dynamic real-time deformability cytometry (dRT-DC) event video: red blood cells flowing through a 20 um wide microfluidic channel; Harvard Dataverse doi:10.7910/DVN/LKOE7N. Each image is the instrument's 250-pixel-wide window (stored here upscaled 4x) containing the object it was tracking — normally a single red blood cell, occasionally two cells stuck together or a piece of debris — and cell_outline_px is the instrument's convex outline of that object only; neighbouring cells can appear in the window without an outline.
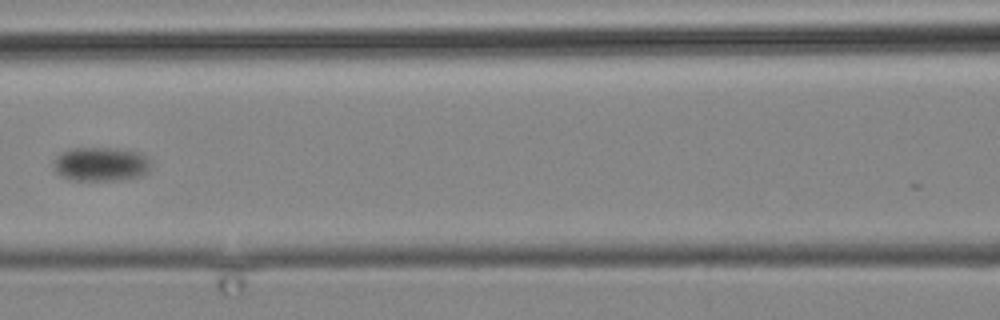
{"species": "common noctule bat (a hibernating species)", "species_latin": "Nyctalus noctula", "temperature_condition": "cold", "stored_images_in_passage": 8, "camera_frame_rate_fps": 3000, "um_per_image_px": 0.085, "animal": {"sex": "male", "body_mass_g": 19.2, "forearm_length_mm": 51.8}, "frame": {"image": 1, "passage_image": 7, "time_ms": 7.333, "image_size_px": [1000, 320], "cell_outline_px": [[152, 164], [148, 172], [144, 176], [116, 180], [72, 180], [56, 172], [52, 160], [60, 152], [72, 148], [116, 148], [140, 152], [152, 160]], "centroid_in_image_um": [8.61, 13.94], "position_along_channel_um": 158.0, "area_um2": 19.65}}